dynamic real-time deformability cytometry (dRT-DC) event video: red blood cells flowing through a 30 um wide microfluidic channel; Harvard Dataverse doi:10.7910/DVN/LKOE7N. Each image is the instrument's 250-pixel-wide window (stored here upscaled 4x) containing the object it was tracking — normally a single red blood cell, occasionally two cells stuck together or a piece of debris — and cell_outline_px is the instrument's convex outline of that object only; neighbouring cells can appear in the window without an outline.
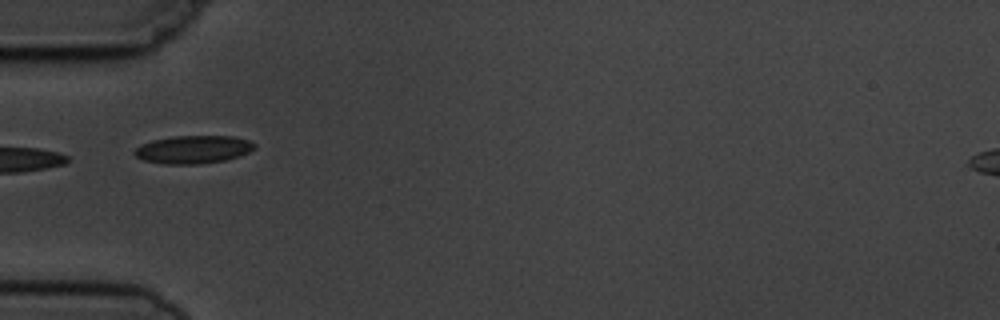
{"species": "common noctule bat (a hibernating species)", "species_latin": "Nyctalus noctula", "temperature_condition": "cold", "stored_images_in_passage": 5, "camera_frame_rate_fps": 3000, "um_per_image_px": 0.085, "animal": {"sex": "male", "body_mass_g": 19.5, "forearm_length_mm": 54.6}, "frame": {"image": 1, "passage_image": 1, "time_ms": 0.0, "image_size_px": [1000, 320], "cell_outline_px": [[256, 148], [240, 156], [228, 160], [200, 164], [164, 164], [144, 160], [136, 156], [132, 152], [136, 148], [152, 140], [172, 136], [236, 136], [252, 140], [256, 144]], "centroid_in_image_um": [16.49, 12.7], "position_along_channel_um": 68.5, "area_um2": 19.83}}
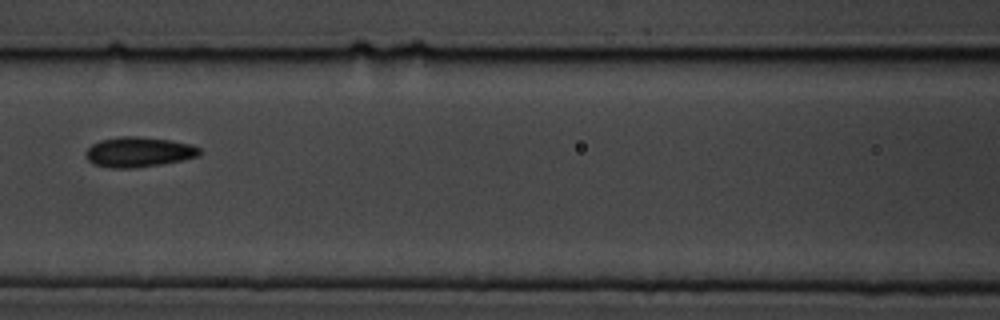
{"frame": {"image": 2, "passage_image": 3, "time_ms": 2.333, "image_size_px": [1000, 320], "cell_outline_px": [[200, 156], [164, 164], [132, 168], [112, 168], [92, 164], [88, 160], [88, 148], [92, 144], [100, 140], [120, 136], [136, 136], [168, 140], [192, 144], [200, 148]], "centroid_in_image_um": [11.82, 12.92], "position_along_channel_um": 154.8, "area_um2": 19.88}}
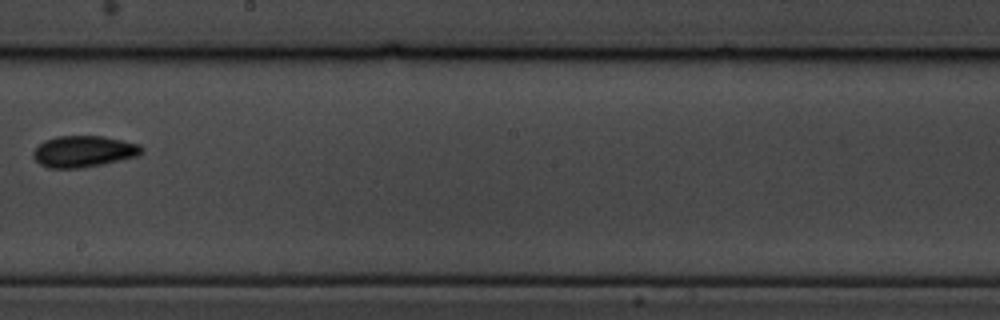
{"frame": {"image": 3, "passage_image": 5, "time_ms": 4.667, "image_size_px": [1000, 320], "cell_outline_px": [[144, 152], [136, 156], [100, 164], [76, 168], [48, 168], [40, 164], [32, 156], [32, 152], [44, 140], [56, 136], [100, 136], [140, 144], [144, 148]], "centroid_in_image_um": [7.08, 12.86], "position_along_channel_um": 241.1, "area_um2": 19.59}}